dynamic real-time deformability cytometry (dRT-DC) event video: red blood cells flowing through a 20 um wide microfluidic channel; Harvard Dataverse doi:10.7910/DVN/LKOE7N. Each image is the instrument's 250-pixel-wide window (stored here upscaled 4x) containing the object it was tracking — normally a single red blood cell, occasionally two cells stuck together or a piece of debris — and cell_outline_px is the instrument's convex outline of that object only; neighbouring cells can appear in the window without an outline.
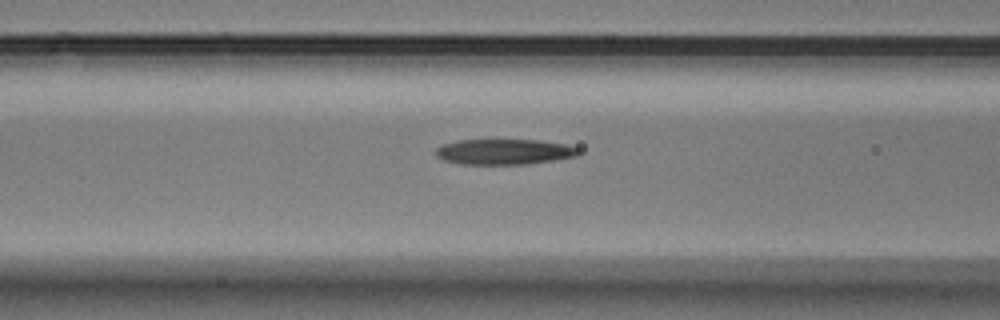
{"species": "Egyptian fruit bat (a non-hibernating species)", "species_latin": "Rousettus aegyptiacus", "temperature_condition": "warm", "stored_images_in_passage": 22, "camera_frame_rate_fps": 3000, "um_per_image_px": 0.085, "animal": {"sex": "male"}, "frame": {"image": 1, "passage_image": 20, "time_ms": 6.333, "image_size_px": [1000, 320], "cell_outline_px": [[580, 152], [576, 156], [552, 160], [524, 164], [460, 164], [444, 160], [436, 156], [436, 148], [444, 144], [460, 140], [540, 140], [564, 144], [580, 148]], "centroid_in_image_um": [42.85, 12.9], "position_along_channel_um": 123.7, "area_um2": 21.04}}